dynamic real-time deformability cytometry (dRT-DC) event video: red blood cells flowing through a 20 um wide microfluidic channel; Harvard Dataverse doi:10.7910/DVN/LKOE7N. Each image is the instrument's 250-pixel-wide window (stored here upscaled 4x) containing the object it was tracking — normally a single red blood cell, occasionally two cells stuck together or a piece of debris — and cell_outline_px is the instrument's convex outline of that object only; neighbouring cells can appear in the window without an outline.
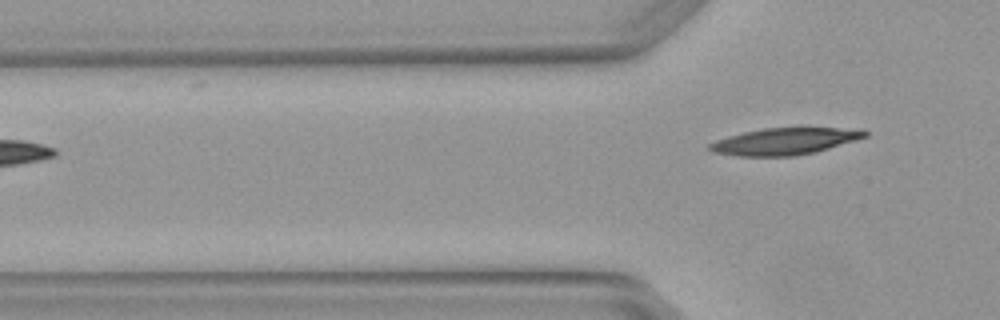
{"species": "Egyptian fruit bat (a non-hibernating species)", "species_latin": "Rousettus aegyptiacus", "temperature_condition": "warm", "stored_images_in_passage": 2, "camera_frame_rate_fps": 3000, "um_per_image_px": 0.085, "animal": {"sex": "female"}, "frame": {"image": 1, "passage_image": 2, "time_ms": 0.333, "image_size_px": [1000, 320], "cell_outline_px": [[868, 136], [856, 140], [816, 152], [796, 156], [736, 156], [712, 152], [708, 148], [708, 144], [716, 140], [728, 136], [744, 132], [764, 128], [864, 128], [868, 132]], "centroid_in_image_um": [66.73, 12.01], "position_along_channel_um": 59.1, "area_um2": 24.39}}